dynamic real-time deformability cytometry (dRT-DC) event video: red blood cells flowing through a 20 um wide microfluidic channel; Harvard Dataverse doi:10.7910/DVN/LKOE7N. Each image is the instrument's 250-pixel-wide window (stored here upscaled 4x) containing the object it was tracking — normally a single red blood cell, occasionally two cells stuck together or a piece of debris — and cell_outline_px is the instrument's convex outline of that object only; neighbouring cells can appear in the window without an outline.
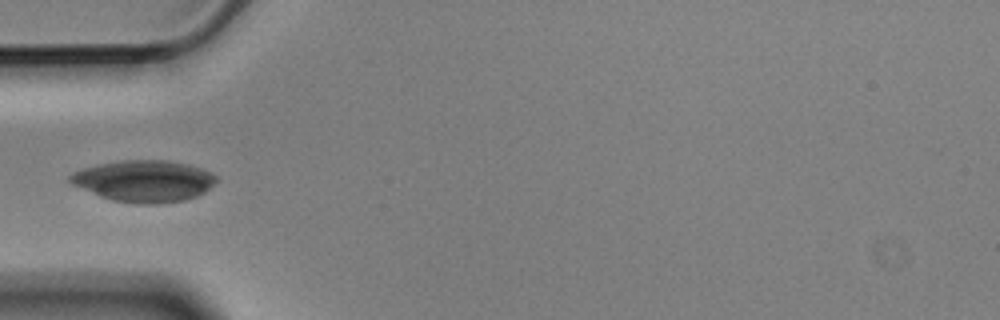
{"species": "Egyptian fruit bat (a non-hibernating species)", "species_latin": "Rousettus aegyptiacus", "temperature_condition": "cold", "stored_images_in_passage": 4, "camera_frame_rate_fps": 3000, "um_per_image_px": 0.085, "animal": {"sex": "male"}, "frame": {"image": 1, "passage_image": 4, "time_ms": 1.0, "image_size_px": [1000, 320], "cell_outline_px": [[220, 180], [204, 192], [196, 196], [184, 200], [152, 204], [144, 204], [112, 200], [100, 196], [72, 184], [68, 180], [68, 176], [72, 172], [84, 168], [100, 164], [120, 160], [168, 160], [188, 164], [200, 168], [216, 176]], "centroid_in_image_um": [12.25, 15.38], "position_along_channel_um": 72.8, "area_um2": 35.26}}